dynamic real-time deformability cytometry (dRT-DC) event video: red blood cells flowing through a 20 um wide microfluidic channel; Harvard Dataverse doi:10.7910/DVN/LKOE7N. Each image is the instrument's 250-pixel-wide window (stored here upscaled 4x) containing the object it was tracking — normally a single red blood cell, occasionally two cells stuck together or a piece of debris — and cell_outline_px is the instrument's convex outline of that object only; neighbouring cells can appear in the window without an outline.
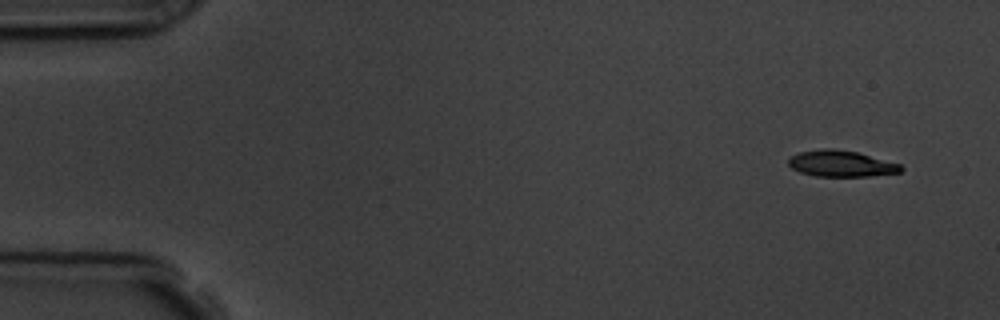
{"species": "common noctule bat (a hibernating species)", "species_latin": "Nyctalus noctula", "temperature_condition": "room temperature", "stored_images_in_passage": 5, "segment_of_instrument_passage": [1, 2], "camera_frame_rate_fps": 3000, "um_per_image_px": 0.085, "animal": {"sex": "male", "body_mass_g": 19.5, "forearm_length_mm": 54.6}, "frame": {"image": 1, "passage_image": 1, "time_ms": 0.0, "image_size_px": [1000, 320], "cell_outline_px": [[904, 168], [900, 172], [868, 176], [816, 176], [800, 172], [792, 168], [788, 164], [788, 160], [792, 156], [800, 152], [824, 148], [832, 148], [856, 152], [900, 164]], "centroid_in_image_um": [71.48, 13.91], "position_along_channel_um": 13.5, "area_um2": 16.94}}